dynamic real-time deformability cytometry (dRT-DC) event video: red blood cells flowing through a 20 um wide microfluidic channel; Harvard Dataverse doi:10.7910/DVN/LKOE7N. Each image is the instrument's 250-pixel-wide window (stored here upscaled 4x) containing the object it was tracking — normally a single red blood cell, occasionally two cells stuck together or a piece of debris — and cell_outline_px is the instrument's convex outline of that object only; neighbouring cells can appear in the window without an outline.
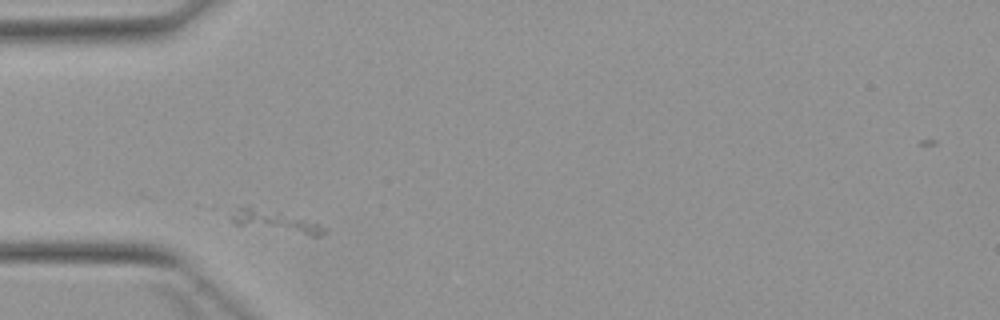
{"species": "Egyptian fruit bat (a non-hibernating species)", "species_latin": "Rousettus aegyptiacus", "temperature_condition": "warm", "stored_images_in_passage": 2, "camera_frame_rate_fps": 3000, "um_per_image_px": 0.085, "animal": {"sex": "female"}, "frame": {"image": 1, "passage_image": 1, "time_ms": 0.0, "image_size_px": [1000, 320], "cell_outline_px": [[328, 232], [320, 236], [312, 236], [236, 224], [232, 220], [232, 216], [240, 208], [248, 208], [280, 212], [316, 224], [324, 228]], "centroid_in_image_um": [23.5, 18.87], "position_along_channel_um": 61.5, "area_um2": 10.64}}